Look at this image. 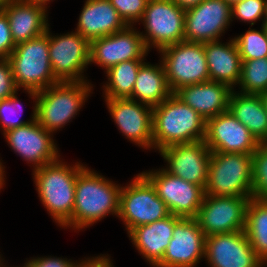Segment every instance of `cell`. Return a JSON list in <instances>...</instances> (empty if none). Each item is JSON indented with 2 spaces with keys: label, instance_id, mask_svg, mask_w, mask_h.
<instances>
[{
  "label": "cell",
  "instance_id": "1",
  "mask_svg": "<svg viewBox=\"0 0 267 267\" xmlns=\"http://www.w3.org/2000/svg\"><path fill=\"white\" fill-rule=\"evenodd\" d=\"M72 165L58 159L34 169L32 174L41 203L54 222L65 229L72 228L77 176L87 167L81 162Z\"/></svg>",
  "mask_w": 267,
  "mask_h": 267
},
{
  "label": "cell",
  "instance_id": "2",
  "mask_svg": "<svg viewBox=\"0 0 267 267\" xmlns=\"http://www.w3.org/2000/svg\"><path fill=\"white\" fill-rule=\"evenodd\" d=\"M121 186L96 171L84 168L77 176L72 229L81 230L119 213Z\"/></svg>",
  "mask_w": 267,
  "mask_h": 267
},
{
  "label": "cell",
  "instance_id": "3",
  "mask_svg": "<svg viewBox=\"0 0 267 267\" xmlns=\"http://www.w3.org/2000/svg\"><path fill=\"white\" fill-rule=\"evenodd\" d=\"M206 121L174 93L152 110L153 149L202 141Z\"/></svg>",
  "mask_w": 267,
  "mask_h": 267
},
{
  "label": "cell",
  "instance_id": "4",
  "mask_svg": "<svg viewBox=\"0 0 267 267\" xmlns=\"http://www.w3.org/2000/svg\"><path fill=\"white\" fill-rule=\"evenodd\" d=\"M89 81L57 82L37 92L36 120L49 133H55L79 113L93 90Z\"/></svg>",
  "mask_w": 267,
  "mask_h": 267
},
{
  "label": "cell",
  "instance_id": "5",
  "mask_svg": "<svg viewBox=\"0 0 267 267\" xmlns=\"http://www.w3.org/2000/svg\"><path fill=\"white\" fill-rule=\"evenodd\" d=\"M7 59L19 90L39 92L59 82L50 63L49 27L43 35L16 44Z\"/></svg>",
  "mask_w": 267,
  "mask_h": 267
},
{
  "label": "cell",
  "instance_id": "6",
  "mask_svg": "<svg viewBox=\"0 0 267 267\" xmlns=\"http://www.w3.org/2000/svg\"><path fill=\"white\" fill-rule=\"evenodd\" d=\"M252 167V155L211 152L205 194L253 198Z\"/></svg>",
  "mask_w": 267,
  "mask_h": 267
},
{
  "label": "cell",
  "instance_id": "7",
  "mask_svg": "<svg viewBox=\"0 0 267 267\" xmlns=\"http://www.w3.org/2000/svg\"><path fill=\"white\" fill-rule=\"evenodd\" d=\"M170 214L155 187L142 173L137 174L127 186H121L118 218L123 221L127 233Z\"/></svg>",
  "mask_w": 267,
  "mask_h": 267
},
{
  "label": "cell",
  "instance_id": "8",
  "mask_svg": "<svg viewBox=\"0 0 267 267\" xmlns=\"http://www.w3.org/2000/svg\"><path fill=\"white\" fill-rule=\"evenodd\" d=\"M172 93L184 86L209 80L203 43L182 41L159 50Z\"/></svg>",
  "mask_w": 267,
  "mask_h": 267
},
{
  "label": "cell",
  "instance_id": "9",
  "mask_svg": "<svg viewBox=\"0 0 267 267\" xmlns=\"http://www.w3.org/2000/svg\"><path fill=\"white\" fill-rule=\"evenodd\" d=\"M140 22L146 31L140 34L149 51L184 41L185 10L173 0H149Z\"/></svg>",
  "mask_w": 267,
  "mask_h": 267
},
{
  "label": "cell",
  "instance_id": "10",
  "mask_svg": "<svg viewBox=\"0 0 267 267\" xmlns=\"http://www.w3.org/2000/svg\"><path fill=\"white\" fill-rule=\"evenodd\" d=\"M51 34L49 28V57L55 78L59 82L88 81L84 71L90 64V42L77 31Z\"/></svg>",
  "mask_w": 267,
  "mask_h": 267
},
{
  "label": "cell",
  "instance_id": "11",
  "mask_svg": "<svg viewBox=\"0 0 267 267\" xmlns=\"http://www.w3.org/2000/svg\"><path fill=\"white\" fill-rule=\"evenodd\" d=\"M250 197L204 195L194 218L205 236L243 231Z\"/></svg>",
  "mask_w": 267,
  "mask_h": 267
},
{
  "label": "cell",
  "instance_id": "12",
  "mask_svg": "<svg viewBox=\"0 0 267 267\" xmlns=\"http://www.w3.org/2000/svg\"><path fill=\"white\" fill-rule=\"evenodd\" d=\"M155 187L170 213L181 218H195L202 205L205 191L201 186L188 182L166 170L141 172Z\"/></svg>",
  "mask_w": 267,
  "mask_h": 267
},
{
  "label": "cell",
  "instance_id": "13",
  "mask_svg": "<svg viewBox=\"0 0 267 267\" xmlns=\"http://www.w3.org/2000/svg\"><path fill=\"white\" fill-rule=\"evenodd\" d=\"M231 22L230 4L224 0H203L185 10L184 41L206 43L220 40Z\"/></svg>",
  "mask_w": 267,
  "mask_h": 267
},
{
  "label": "cell",
  "instance_id": "14",
  "mask_svg": "<svg viewBox=\"0 0 267 267\" xmlns=\"http://www.w3.org/2000/svg\"><path fill=\"white\" fill-rule=\"evenodd\" d=\"M134 26L90 41V65L92 63L105 69L123 61L145 59L149 53L144 39Z\"/></svg>",
  "mask_w": 267,
  "mask_h": 267
},
{
  "label": "cell",
  "instance_id": "15",
  "mask_svg": "<svg viewBox=\"0 0 267 267\" xmlns=\"http://www.w3.org/2000/svg\"><path fill=\"white\" fill-rule=\"evenodd\" d=\"M3 136L15 154L32 164L33 170L60 158L53 134L44 129L37 120L10 129Z\"/></svg>",
  "mask_w": 267,
  "mask_h": 267
},
{
  "label": "cell",
  "instance_id": "16",
  "mask_svg": "<svg viewBox=\"0 0 267 267\" xmlns=\"http://www.w3.org/2000/svg\"><path fill=\"white\" fill-rule=\"evenodd\" d=\"M204 142L211 152L253 155L260 143L230 112L206 120Z\"/></svg>",
  "mask_w": 267,
  "mask_h": 267
},
{
  "label": "cell",
  "instance_id": "17",
  "mask_svg": "<svg viewBox=\"0 0 267 267\" xmlns=\"http://www.w3.org/2000/svg\"><path fill=\"white\" fill-rule=\"evenodd\" d=\"M204 258L210 267H261L262 261L245 230L207 236Z\"/></svg>",
  "mask_w": 267,
  "mask_h": 267
},
{
  "label": "cell",
  "instance_id": "18",
  "mask_svg": "<svg viewBox=\"0 0 267 267\" xmlns=\"http://www.w3.org/2000/svg\"><path fill=\"white\" fill-rule=\"evenodd\" d=\"M104 100L122 135L141 148L153 149V108L129 98Z\"/></svg>",
  "mask_w": 267,
  "mask_h": 267
},
{
  "label": "cell",
  "instance_id": "19",
  "mask_svg": "<svg viewBox=\"0 0 267 267\" xmlns=\"http://www.w3.org/2000/svg\"><path fill=\"white\" fill-rule=\"evenodd\" d=\"M206 236L194 218H181L162 260L155 267H196L205 257Z\"/></svg>",
  "mask_w": 267,
  "mask_h": 267
},
{
  "label": "cell",
  "instance_id": "20",
  "mask_svg": "<svg viewBox=\"0 0 267 267\" xmlns=\"http://www.w3.org/2000/svg\"><path fill=\"white\" fill-rule=\"evenodd\" d=\"M159 153L167 162L164 170L205 188L211 151L204 140L172 145L160 150Z\"/></svg>",
  "mask_w": 267,
  "mask_h": 267
},
{
  "label": "cell",
  "instance_id": "21",
  "mask_svg": "<svg viewBox=\"0 0 267 267\" xmlns=\"http://www.w3.org/2000/svg\"><path fill=\"white\" fill-rule=\"evenodd\" d=\"M47 9L28 0H12L3 8L15 44L29 41L47 32Z\"/></svg>",
  "mask_w": 267,
  "mask_h": 267
},
{
  "label": "cell",
  "instance_id": "22",
  "mask_svg": "<svg viewBox=\"0 0 267 267\" xmlns=\"http://www.w3.org/2000/svg\"><path fill=\"white\" fill-rule=\"evenodd\" d=\"M232 91L227 84L207 81L181 87L174 94L206 121L228 111Z\"/></svg>",
  "mask_w": 267,
  "mask_h": 267
},
{
  "label": "cell",
  "instance_id": "23",
  "mask_svg": "<svg viewBox=\"0 0 267 267\" xmlns=\"http://www.w3.org/2000/svg\"><path fill=\"white\" fill-rule=\"evenodd\" d=\"M180 219L181 217L170 214L153 223L138 226L128 233L129 240L152 267L162 260L173 236L174 225Z\"/></svg>",
  "mask_w": 267,
  "mask_h": 267
},
{
  "label": "cell",
  "instance_id": "24",
  "mask_svg": "<svg viewBox=\"0 0 267 267\" xmlns=\"http://www.w3.org/2000/svg\"><path fill=\"white\" fill-rule=\"evenodd\" d=\"M127 26L109 0H85L75 31L90 42Z\"/></svg>",
  "mask_w": 267,
  "mask_h": 267
},
{
  "label": "cell",
  "instance_id": "25",
  "mask_svg": "<svg viewBox=\"0 0 267 267\" xmlns=\"http://www.w3.org/2000/svg\"><path fill=\"white\" fill-rule=\"evenodd\" d=\"M203 43L209 70V80L221 82L235 89L241 78L242 59L235 40ZM235 87V88H234Z\"/></svg>",
  "mask_w": 267,
  "mask_h": 267
},
{
  "label": "cell",
  "instance_id": "26",
  "mask_svg": "<svg viewBox=\"0 0 267 267\" xmlns=\"http://www.w3.org/2000/svg\"><path fill=\"white\" fill-rule=\"evenodd\" d=\"M229 112L261 143H267V111L258 94L231 92Z\"/></svg>",
  "mask_w": 267,
  "mask_h": 267
},
{
  "label": "cell",
  "instance_id": "27",
  "mask_svg": "<svg viewBox=\"0 0 267 267\" xmlns=\"http://www.w3.org/2000/svg\"><path fill=\"white\" fill-rule=\"evenodd\" d=\"M171 94L162 62L160 61L159 65L144 62L137 72L133 93L129 99L154 108Z\"/></svg>",
  "mask_w": 267,
  "mask_h": 267
},
{
  "label": "cell",
  "instance_id": "28",
  "mask_svg": "<svg viewBox=\"0 0 267 267\" xmlns=\"http://www.w3.org/2000/svg\"><path fill=\"white\" fill-rule=\"evenodd\" d=\"M146 59L123 61L105 73L108 81L103 84L104 99L129 98L133 93L137 72Z\"/></svg>",
  "mask_w": 267,
  "mask_h": 267
},
{
  "label": "cell",
  "instance_id": "29",
  "mask_svg": "<svg viewBox=\"0 0 267 267\" xmlns=\"http://www.w3.org/2000/svg\"><path fill=\"white\" fill-rule=\"evenodd\" d=\"M245 233L257 256L267 259V200H249Z\"/></svg>",
  "mask_w": 267,
  "mask_h": 267
},
{
  "label": "cell",
  "instance_id": "30",
  "mask_svg": "<svg viewBox=\"0 0 267 267\" xmlns=\"http://www.w3.org/2000/svg\"><path fill=\"white\" fill-rule=\"evenodd\" d=\"M238 92L258 94L267 91V57L242 61Z\"/></svg>",
  "mask_w": 267,
  "mask_h": 267
},
{
  "label": "cell",
  "instance_id": "31",
  "mask_svg": "<svg viewBox=\"0 0 267 267\" xmlns=\"http://www.w3.org/2000/svg\"><path fill=\"white\" fill-rule=\"evenodd\" d=\"M261 30L251 29L234 37L242 61L267 57V27Z\"/></svg>",
  "mask_w": 267,
  "mask_h": 267
},
{
  "label": "cell",
  "instance_id": "32",
  "mask_svg": "<svg viewBox=\"0 0 267 267\" xmlns=\"http://www.w3.org/2000/svg\"><path fill=\"white\" fill-rule=\"evenodd\" d=\"M26 92L29 94V97L33 99V102H35L33 106V113L31 115L32 117L28 121H22L19 119L20 116L18 115H20V111L22 112L23 106L22 103H20L18 96H16L18 95V93H15L7 99L0 100V127L3 130V133L10 129L18 128L36 120L37 92L31 90H26Z\"/></svg>",
  "mask_w": 267,
  "mask_h": 267
},
{
  "label": "cell",
  "instance_id": "33",
  "mask_svg": "<svg viewBox=\"0 0 267 267\" xmlns=\"http://www.w3.org/2000/svg\"><path fill=\"white\" fill-rule=\"evenodd\" d=\"M253 156V198L267 200V143H261Z\"/></svg>",
  "mask_w": 267,
  "mask_h": 267
},
{
  "label": "cell",
  "instance_id": "34",
  "mask_svg": "<svg viewBox=\"0 0 267 267\" xmlns=\"http://www.w3.org/2000/svg\"><path fill=\"white\" fill-rule=\"evenodd\" d=\"M266 0H242L231 6L232 21L249 23L251 27L256 21H261L263 25ZM261 19V20H260ZM242 20V21H241Z\"/></svg>",
  "mask_w": 267,
  "mask_h": 267
},
{
  "label": "cell",
  "instance_id": "35",
  "mask_svg": "<svg viewBox=\"0 0 267 267\" xmlns=\"http://www.w3.org/2000/svg\"><path fill=\"white\" fill-rule=\"evenodd\" d=\"M119 16L128 26L138 23L144 14L149 0H109Z\"/></svg>",
  "mask_w": 267,
  "mask_h": 267
},
{
  "label": "cell",
  "instance_id": "36",
  "mask_svg": "<svg viewBox=\"0 0 267 267\" xmlns=\"http://www.w3.org/2000/svg\"><path fill=\"white\" fill-rule=\"evenodd\" d=\"M8 59H0V100L11 97L18 91Z\"/></svg>",
  "mask_w": 267,
  "mask_h": 267
},
{
  "label": "cell",
  "instance_id": "37",
  "mask_svg": "<svg viewBox=\"0 0 267 267\" xmlns=\"http://www.w3.org/2000/svg\"><path fill=\"white\" fill-rule=\"evenodd\" d=\"M16 44L11 35L8 18L4 11H0V59H7Z\"/></svg>",
  "mask_w": 267,
  "mask_h": 267
},
{
  "label": "cell",
  "instance_id": "38",
  "mask_svg": "<svg viewBox=\"0 0 267 267\" xmlns=\"http://www.w3.org/2000/svg\"><path fill=\"white\" fill-rule=\"evenodd\" d=\"M77 260L74 262L71 259L62 257H33L32 259L26 260L22 267H75Z\"/></svg>",
  "mask_w": 267,
  "mask_h": 267
},
{
  "label": "cell",
  "instance_id": "39",
  "mask_svg": "<svg viewBox=\"0 0 267 267\" xmlns=\"http://www.w3.org/2000/svg\"><path fill=\"white\" fill-rule=\"evenodd\" d=\"M80 261V262H79ZM77 261L75 267H114L113 262L110 260V257L107 255H98L95 257H88Z\"/></svg>",
  "mask_w": 267,
  "mask_h": 267
},
{
  "label": "cell",
  "instance_id": "40",
  "mask_svg": "<svg viewBox=\"0 0 267 267\" xmlns=\"http://www.w3.org/2000/svg\"><path fill=\"white\" fill-rule=\"evenodd\" d=\"M179 7L187 10L191 7L197 6L203 0H173Z\"/></svg>",
  "mask_w": 267,
  "mask_h": 267
},
{
  "label": "cell",
  "instance_id": "41",
  "mask_svg": "<svg viewBox=\"0 0 267 267\" xmlns=\"http://www.w3.org/2000/svg\"><path fill=\"white\" fill-rule=\"evenodd\" d=\"M5 166L2 164L1 159H0V190L3 188V185H5Z\"/></svg>",
  "mask_w": 267,
  "mask_h": 267
},
{
  "label": "cell",
  "instance_id": "42",
  "mask_svg": "<svg viewBox=\"0 0 267 267\" xmlns=\"http://www.w3.org/2000/svg\"><path fill=\"white\" fill-rule=\"evenodd\" d=\"M28 1L34 2V3L39 4L45 8H48L47 4H49V2H51L53 0H28Z\"/></svg>",
  "mask_w": 267,
  "mask_h": 267
},
{
  "label": "cell",
  "instance_id": "43",
  "mask_svg": "<svg viewBox=\"0 0 267 267\" xmlns=\"http://www.w3.org/2000/svg\"><path fill=\"white\" fill-rule=\"evenodd\" d=\"M260 96H261V98H262V100H263L265 109H266V111H267V91L261 93Z\"/></svg>",
  "mask_w": 267,
  "mask_h": 267
},
{
  "label": "cell",
  "instance_id": "44",
  "mask_svg": "<svg viewBox=\"0 0 267 267\" xmlns=\"http://www.w3.org/2000/svg\"><path fill=\"white\" fill-rule=\"evenodd\" d=\"M12 0H0V11H3V8Z\"/></svg>",
  "mask_w": 267,
  "mask_h": 267
},
{
  "label": "cell",
  "instance_id": "45",
  "mask_svg": "<svg viewBox=\"0 0 267 267\" xmlns=\"http://www.w3.org/2000/svg\"><path fill=\"white\" fill-rule=\"evenodd\" d=\"M263 25L267 27V0H266V4H265V13H264Z\"/></svg>",
  "mask_w": 267,
  "mask_h": 267
},
{
  "label": "cell",
  "instance_id": "46",
  "mask_svg": "<svg viewBox=\"0 0 267 267\" xmlns=\"http://www.w3.org/2000/svg\"><path fill=\"white\" fill-rule=\"evenodd\" d=\"M224 1L232 6L234 3L242 1V0H224Z\"/></svg>",
  "mask_w": 267,
  "mask_h": 267
},
{
  "label": "cell",
  "instance_id": "47",
  "mask_svg": "<svg viewBox=\"0 0 267 267\" xmlns=\"http://www.w3.org/2000/svg\"><path fill=\"white\" fill-rule=\"evenodd\" d=\"M267 266V259L261 261V267Z\"/></svg>",
  "mask_w": 267,
  "mask_h": 267
},
{
  "label": "cell",
  "instance_id": "48",
  "mask_svg": "<svg viewBox=\"0 0 267 267\" xmlns=\"http://www.w3.org/2000/svg\"><path fill=\"white\" fill-rule=\"evenodd\" d=\"M3 262H4L3 260L0 262V267H6V265Z\"/></svg>",
  "mask_w": 267,
  "mask_h": 267
},
{
  "label": "cell",
  "instance_id": "49",
  "mask_svg": "<svg viewBox=\"0 0 267 267\" xmlns=\"http://www.w3.org/2000/svg\"><path fill=\"white\" fill-rule=\"evenodd\" d=\"M2 260H4V258L2 259V255L0 254V262H1Z\"/></svg>",
  "mask_w": 267,
  "mask_h": 267
}]
</instances>
